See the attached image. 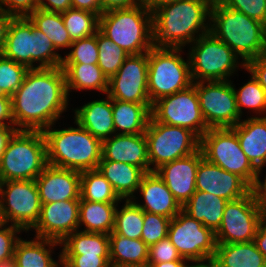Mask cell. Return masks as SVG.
<instances>
[{"instance_id":"6da1fadb","label":"cell","mask_w":266,"mask_h":267,"mask_svg":"<svg viewBox=\"0 0 266 267\" xmlns=\"http://www.w3.org/2000/svg\"><path fill=\"white\" fill-rule=\"evenodd\" d=\"M62 67L29 69L23 83L11 96L17 130H38L55 125L69 102Z\"/></svg>"},{"instance_id":"7a4b0ae2","label":"cell","mask_w":266,"mask_h":267,"mask_svg":"<svg viewBox=\"0 0 266 267\" xmlns=\"http://www.w3.org/2000/svg\"><path fill=\"white\" fill-rule=\"evenodd\" d=\"M212 3L179 0L156 9L152 13L153 47L183 48L209 32Z\"/></svg>"},{"instance_id":"3957f363","label":"cell","mask_w":266,"mask_h":267,"mask_svg":"<svg viewBox=\"0 0 266 267\" xmlns=\"http://www.w3.org/2000/svg\"><path fill=\"white\" fill-rule=\"evenodd\" d=\"M210 32L242 58L240 67L245 68L247 62L266 53L263 23L218 0H213L211 6Z\"/></svg>"},{"instance_id":"277c9868","label":"cell","mask_w":266,"mask_h":267,"mask_svg":"<svg viewBox=\"0 0 266 267\" xmlns=\"http://www.w3.org/2000/svg\"><path fill=\"white\" fill-rule=\"evenodd\" d=\"M76 125L77 128L60 130L50 126L42 131L46 141L48 165L79 172L98 168L102 142L78 123Z\"/></svg>"},{"instance_id":"5b68a950","label":"cell","mask_w":266,"mask_h":267,"mask_svg":"<svg viewBox=\"0 0 266 267\" xmlns=\"http://www.w3.org/2000/svg\"><path fill=\"white\" fill-rule=\"evenodd\" d=\"M152 12L143 4L103 12L99 31L128 55L149 52L153 47Z\"/></svg>"},{"instance_id":"8992f818","label":"cell","mask_w":266,"mask_h":267,"mask_svg":"<svg viewBox=\"0 0 266 267\" xmlns=\"http://www.w3.org/2000/svg\"><path fill=\"white\" fill-rule=\"evenodd\" d=\"M55 50L50 39L28 17H14L1 55L28 69L61 67L63 57Z\"/></svg>"},{"instance_id":"52a82bcc","label":"cell","mask_w":266,"mask_h":267,"mask_svg":"<svg viewBox=\"0 0 266 267\" xmlns=\"http://www.w3.org/2000/svg\"><path fill=\"white\" fill-rule=\"evenodd\" d=\"M47 165L43 132L16 130L0 161V181L35 180Z\"/></svg>"},{"instance_id":"ba28073f","label":"cell","mask_w":266,"mask_h":267,"mask_svg":"<svg viewBox=\"0 0 266 267\" xmlns=\"http://www.w3.org/2000/svg\"><path fill=\"white\" fill-rule=\"evenodd\" d=\"M182 49L152 47L148 52V96L151 104L193 85L189 59L185 62Z\"/></svg>"},{"instance_id":"9c48e42d","label":"cell","mask_w":266,"mask_h":267,"mask_svg":"<svg viewBox=\"0 0 266 267\" xmlns=\"http://www.w3.org/2000/svg\"><path fill=\"white\" fill-rule=\"evenodd\" d=\"M187 55L193 82L228 81L239 69L237 54L210 31L190 44Z\"/></svg>"},{"instance_id":"30bf717a","label":"cell","mask_w":266,"mask_h":267,"mask_svg":"<svg viewBox=\"0 0 266 267\" xmlns=\"http://www.w3.org/2000/svg\"><path fill=\"white\" fill-rule=\"evenodd\" d=\"M203 157L210 163L240 176L251 188L258 170L252 165L240 147L232 128H211L200 138Z\"/></svg>"},{"instance_id":"8fae6325","label":"cell","mask_w":266,"mask_h":267,"mask_svg":"<svg viewBox=\"0 0 266 267\" xmlns=\"http://www.w3.org/2000/svg\"><path fill=\"white\" fill-rule=\"evenodd\" d=\"M145 136L150 172L165 163L189 156L200 149V138L194 132L180 126L162 124L152 116Z\"/></svg>"},{"instance_id":"7c38bea8","label":"cell","mask_w":266,"mask_h":267,"mask_svg":"<svg viewBox=\"0 0 266 267\" xmlns=\"http://www.w3.org/2000/svg\"><path fill=\"white\" fill-rule=\"evenodd\" d=\"M0 203L5 223L23 232H29L39 220L42 204L35 180L0 181Z\"/></svg>"},{"instance_id":"4fadbf2b","label":"cell","mask_w":266,"mask_h":267,"mask_svg":"<svg viewBox=\"0 0 266 267\" xmlns=\"http://www.w3.org/2000/svg\"><path fill=\"white\" fill-rule=\"evenodd\" d=\"M151 116L162 124L180 126L201 138L209 127L202 116L196 82L189 88L158 99L152 104Z\"/></svg>"},{"instance_id":"5bb4252c","label":"cell","mask_w":266,"mask_h":267,"mask_svg":"<svg viewBox=\"0 0 266 267\" xmlns=\"http://www.w3.org/2000/svg\"><path fill=\"white\" fill-rule=\"evenodd\" d=\"M265 213L257 203L252 190L245 196L228 201L220 227L215 231L217 244L254 241Z\"/></svg>"},{"instance_id":"9a60e30c","label":"cell","mask_w":266,"mask_h":267,"mask_svg":"<svg viewBox=\"0 0 266 267\" xmlns=\"http://www.w3.org/2000/svg\"><path fill=\"white\" fill-rule=\"evenodd\" d=\"M196 92L209 129L233 128L241 121L231 80L196 82Z\"/></svg>"},{"instance_id":"2e32d148","label":"cell","mask_w":266,"mask_h":267,"mask_svg":"<svg viewBox=\"0 0 266 267\" xmlns=\"http://www.w3.org/2000/svg\"><path fill=\"white\" fill-rule=\"evenodd\" d=\"M167 237L190 263L216 252L215 232L183 210L170 220Z\"/></svg>"},{"instance_id":"e0dca14e","label":"cell","mask_w":266,"mask_h":267,"mask_svg":"<svg viewBox=\"0 0 266 267\" xmlns=\"http://www.w3.org/2000/svg\"><path fill=\"white\" fill-rule=\"evenodd\" d=\"M111 99L151 104L148 96V52L129 55L118 72L108 80Z\"/></svg>"},{"instance_id":"ac0fdd59","label":"cell","mask_w":266,"mask_h":267,"mask_svg":"<svg viewBox=\"0 0 266 267\" xmlns=\"http://www.w3.org/2000/svg\"><path fill=\"white\" fill-rule=\"evenodd\" d=\"M80 200H63L42 204L40 217L35 226V237L62 242L68 235L79 230Z\"/></svg>"},{"instance_id":"d6986e66","label":"cell","mask_w":266,"mask_h":267,"mask_svg":"<svg viewBox=\"0 0 266 267\" xmlns=\"http://www.w3.org/2000/svg\"><path fill=\"white\" fill-rule=\"evenodd\" d=\"M203 158L199 149L189 156L165 163L155 170L181 206L196 191L197 168Z\"/></svg>"},{"instance_id":"ffe728a7","label":"cell","mask_w":266,"mask_h":267,"mask_svg":"<svg viewBox=\"0 0 266 267\" xmlns=\"http://www.w3.org/2000/svg\"><path fill=\"white\" fill-rule=\"evenodd\" d=\"M196 190L233 201L247 195L251 187L240 176L203 158L197 168Z\"/></svg>"},{"instance_id":"44dd1931","label":"cell","mask_w":266,"mask_h":267,"mask_svg":"<svg viewBox=\"0 0 266 267\" xmlns=\"http://www.w3.org/2000/svg\"><path fill=\"white\" fill-rule=\"evenodd\" d=\"M41 204L80 200L81 172L47 165L35 179Z\"/></svg>"},{"instance_id":"7402d4cb","label":"cell","mask_w":266,"mask_h":267,"mask_svg":"<svg viewBox=\"0 0 266 267\" xmlns=\"http://www.w3.org/2000/svg\"><path fill=\"white\" fill-rule=\"evenodd\" d=\"M101 160L123 162L150 172L145 133L114 134L102 141Z\"/></svg>"},{"instance_id":"603a6c76","label":"cell","mask_w":266,"mask_h":267,"mask_svg":"<svg viewBox=\"0 0 266 267\" xmlns=\"http://www.w3.org/2000/svg\"><path fill=\"white\" fill-rule=\"evenodd\" d=\"M138 191L144 199L143 204L132 200L143 211L172 219L182 210L180 203L155 171L143 176Z\"/></svg>"},{"instance_id":"cb8c5ba5","label":"cell","mask_w":266,"mask_h":267,"mask_svg":"<svg viewBox=\"0 0 266 267\" xmlns=\"http://www.w3.org/2000/svg\"><path fill=\"white\" fill-rule=\"evenodd\" d=\"M240 147L252 165L258 170L260 177L262 168L266 166V117H256L241 120L232 128Z\"/></svg>"},{"instance_id":"d4e9b609","label":"cell","mask_w":266,"mask_h":267,"mask_svg":"<svg viewBox=\"0 0 266 267\" xmlns=\"http://www.w3.org/2000/svg\"><path fill=\"white\" fill-rule=\"evenodd\" d=\"M106 96L105 100H93L74 110V123H78L101 142L115 134L112 99Z\"/></svg>"},{"instance_id":"484cf974","label":"cell","mask_w":266,"mask_h":267,"mask_svg":"<svg viewBox=\"0 0 266 267\" xmlns=\"http://www.w3.org/2000/svg\"><path fill=\"white\" fill-rule=\"evenodd\" d=\"M110 182L114 192L121 200L136 199L143 176L146 174L141 168L123 162L101 160L97 168Z\"/></svg>"},{"instance_id":"4316f807","label":"cell","mask_w":266,"mask_h":267,"mask_svg":"<svg viewBox=\"0 0 266 267\" xmlns=\"http://www.w3.org/2000/svg\"><path fill=\"white\" fill-rule=\"evenodd\" d=\"M57 245L61 246L60 242L51 239L35 237L27 241L20 238L14 249L17 267H62L61 252L58 261L51 256Z\"/></svg>"},{"instance_id":"83f0119b","label":"cell","mask_w":266,"mask_h":267,"mask_svg":"<svg viewBox=\"0 0 266 267\" xmlns=\"http://www.w3.org/2000/svg\"><path fill=\"white\" fill-rule=\"evenodd\" d=\"M152 104H138L112 99L115 134L145 133Z\"/></svg>"},{"instance_id":"f1b7e54d","label":"cell","mask_w":266,"mask_h":267,"mask_svg":"<svg viewBox=\"0 0 266 267\" xmlns=\"http://www.w3.org/2000/svg\"><path fill=\"white\" fill-rule=\"evenodd\" d=\"M227 202L226 199L211 193L196 190L182 206V210L215 232L220 227Z\"/></svg>"},{"instance_id":"f546056e","label":"cell","mask_w":266,"mask_h":267,"mask_svg":"<svg viewBox=\"0 0 266 267\" xmlns=\"http://www.w3.org/2000/svg\"><path fill=\"white\" fill-rule=\"evenodd\" d=\"M120 202H93L82 200L79 203V228L82 231L110 234L114 229L115 211Z\"/></svg>"},{"instance_id":"4dcf8cb0","label":"cell","mask_w":266,"mask_h":267,"mask_svg":"<svg viewBox=\"0 0 266 267\" xmlns=\"http://www.w3.org/2000/svg\"><path fill=\"white\" fill-rule=\"evenodd\" d=\"M109 241L111 267L148 263L149 246L142 239H130L112 231L109 234Z\"/></svg>"},{"instance_id":"1f68e13d","label":"cell","mask_w":266,"mask_h":267,"mask_svg":"<svg viewBox=\"0 0 266 267\" xmlns=\"http://www.w3.org/2000/svg\"><path fill=\"white\" fill-rule=\"evenodd\" d=\"M66 88L71 90H99L107 94L108 78L97 64H62Z\"/></svg>"},{"instance_id":"d6a6232c","label":"cell","mask_w":266,"mask_h":267,"mask_svg":"<svg viewBox=\"0 0 266 267\" xmlns=\"http://www.w3.org/2000/svg\"><path fill=\"white\" fill-rule=\"evenodd\" d=\"M61 255L110 256L108 234L86 232L80 229L68 235L61 243Z\"/></svg>"},{"instance_id":"836d02e7","label":"cell","mask_w":266,"mask_h":267,"mask_svg":"<svg viewBox=\"0 0 266 267\" xmlns=\"http://www.w3.org/2000/svg\"><path fill=\"white\" fill-rule=\"evenodd\" d=\"M215 253L222 260L224 267L266 266V259L254 241L217 244Z\"/></svg>"},{"instance_id":"e575fe53","label":"cell","mask_w":266,"mask_h":267,"mask_svg":"<svg viewBox=\"0 0 266 267\" xmlns=\"http://www.w3.org/2000/svg\"><path fill=\"white\" fill-rule=\"evenodd\" d=\"M28 18L37 29L45 33L57 50L70 49L73 41L65 28L61 13L36 8Z\"/></svg>"},{"instance_id":"d590c367","label":"cell","mask_w":266,"mask_h":267,"mask_svg":"<svg viewBox=\"0 0 266 267\" xmlns=\"http://www.w3.org/2000/svg\"><path fill=\"white\" fill-rule=\"evenodd\" d=\"M80 198L93 202H122L98 169L81 172Z\"/></svg>"},{"instance_id":"8d00e7d4","label":"cell","mask_w":266,"mask_h":267,"mask_svg":"<svg viewBox=\"0 0 266 267\" xmlns=\"http://www.w3.org/2000/svg\"><path fill=\"white\" fill-rule=\"evenodd\" d=\"M118 209L116 207L113 232L130 239H141L144 211L132 199L125 200Z\"/></svg>"},{"instance_id":"74e56055","label":"cell","mask_w":266,"mask_h":267,"mask_svg":"<svg viewBox=\"0 0 266 267\" xmlns=\"http://www.w3.org/2000/svg\"><path fill=\"white\" fill-rule=\"evenodd\" d=\"M61 14L72 41L93 36L99 29V16L93 12L71 8Z\"/></svg>"},{"instance_id":"f35d334b","label":"cell","mask_w":266,"mask_h":267,"mask_svg":"<svg viewBox=\"0 0 266 267\" xmlns=\"http://www.w3.org/2000/svg\"><path fill=\"white\" fill-rule=\"evenodd\" d=\"M99 59L97 65L102 69L108 80L114 76L129 56L121 47L103 35L96 32Z\"/></svg>"},{"instance_id":"ab89813d","label":"cell","mask_w":266,"mask_h":267,"mask_svg":"<svg viewBox=\"0 0 266 267\" xmlns=\"http://www.w3.org/2000/svg\"><path fill=\"white\" fill-rule=\"evenodd\" d=\"M250 78L238 91L234 88L239 113L242 116V110L245 107L255 111L254 113L260 114L259 117L263 114L266 117V91L252 74Z\"/></svg>"},{"instance_id":"60d3db41","label":"cell","mask_w":266,"mask_h":267,"mask_svg":"<svg viewBox=\"0 0 266 267\" xmlns=\"http://www.w3.org/2000/svg\"><path fill=\"white\" fill-rule=\"evenodd\" d=\"M29 69L0 54V94L11 97L23 83Z\"/></svg>"},{"instance_id":"b9f144b4","label":"cell","mask_w":266,"mask_h":267,"mask_svg":"<svg viewBox=\"0 0 266 267\" xmlns=\"http://www.w3.org/2000/svg\"><path fill=\"white\" fill-rule=\"evenodd\" d=\"M72 49L63 57L62 64H97L99 59L96 33L72 42Z\"/></svg>"},{"instance_id":"7bdbcfd3","label":"cell","mask_w":266,"mask_h":267,"mask_svg":"<svg viewBox=\"0 0 266 267\" xmlns=\"http://www.w3.org/2000/svg\"><path fill=\"white\" fill-rule=\"evenodd\" d=\"M170 218L144 211L141 239L151 246L168 235Z\"/></svg>"},{"instance_id":"ee69618b","label":"cell","mask_w":266,"mask_h":267,"mask_svg":"<svg viewBox=\"0 0 266 267\" xmlns=\"http://www.w3.org/2000/svg\"><path fill=\"white\" fill-rule=\"evenodd\" d=\"M225 7L242 12L263 23L266 17V0H218Z\"/></svg>"},{"instance_id":"f6af8a7d","label":"cell","mask_w":266,"mask_h":267,"mask_svg":"<svg viewBox=\"0 0 266 267\" xmlns=\"http://www.w3.org/2000/svg\"><path fill=\"white\" fill-rule=\"evenodd\" d=\"M175 260H187L182 258L168 237L149 246L148 263L169 262Z\"/></svg>"},{"instance_id":"bcb514c9","label":"cell","mask_w":266,"mask_h":267,"mask_svg":"<svg viewBox=\"0 0 266 267\" xmlns=\"http://www.w3.org/2000/svg\"><path fill=\"white\" fill-rule=\"evenodd\" d=\"M62 267H111L110 256L61 255Z\"/></svg>"},{"instance_id":"7dc6e473","label":"cell","mask_w":266,"mask_h":267,"mask_svg":"<svg viewBox=\"0 0 266 267\" xmlns=\"http://www.w3.org/2000/svg\"><path fill=\"white\" fill-rule=\"evenodd\" d=\"M22 231L21 228L6 223L0 227V261L14 255L16 243L20 239L17 234Z\"/></svg>"},{"instance_id":"c3c4849f","label":"cell","mask_w":266,"mask_h":267,"mask_svg":"<svg viewBox=\"0 0 266 267\" xmlns=\"http://www.w3.org/2000/svg\"><path fill=\"white\" fill-rule=\"evenodd\" d=\"M36 8L34 0H0V10L14 17H28Z\"/></svg>"},{"instance_id":"681fc988","label":"cell","mask_w":266,"mask_h":267,"mask_svg":"<svg viewBox=\"0 0 266 267\" xmlns=\"http://www.w3.org/2000/svg\"><path fill=\"white\" fill-rule=\"evenodd\" d=\"M247 70L266 91V53L245 64Z\"/></svg>"},{"instance_id":"f907efd6","label":"cell","mask_w":266,"mask_h":267,"mask_svg":"<svg viewBox=\"0 0 266 267\" xmlns=\"http://www.w3.org/2000/svg\"><path fill=\"white\" fill-rule=\"evenodd\" d=\"M37 8L56 13L66 12L72 8L71 0H40L37 3Z\"/></svg>"},{"instance_id":"816d5d0a","label":"cell","mask_w":266,"mask_h":267,"mask_svg":"<svg viewBox=\"0 0 266 267\" xmlns=\"http://www.w3.org/2000/svg\"><path fill=\"white\" fill-rule=\"evenodd\" d=\"M0 126H14L11 97L4 94H0Z\"/></svg>"},{"instance_id":"f5cc1de1","label":"cell","mask_w":266,"mask_h":267,"mask_svg":"<svg viewBox=\"0 0 266 267\" xmlns=\"http://www.w3.org/2000/svg\"><path fill=\"white\" fill-rule=\"evenodd\" d=\"M103 12L134 7L143 3V0H100Z\"/></svg>"},{"instance_id":"db71d44e","label":"cell","mask_w":266,"mask_h":267,"mask_svg":"<svg viewBox=\"0 0 266 267\" xmlns=\"http://www.w3.org/2000/svg\"><path fill=\"white\" fill-rule=\"evenodd\" d=\"M71 5L73 9L93 12L98 16L103 13L100 0H71Z\"/></svg>"},{"instance_id":"11a10c76","label":"cell","mask_w":266,"mask_h":267,"mask_svg":"<svg viewBox=\"0 0 266 267\" xmlns=\"http://www.w3.org/2000/svg\"><path fill=\"white\" fill-rule=\"evenodd\" d=\"M257 203L266 215V175L264 182L260 180V177L256 178L255 184L251 188Z\"/></svg>"},{"instance_id":"9f6ffc18","label":"cell","mask_w":266,"mask_h":267,"mask_svg":"<svg viewBox=\"0 0 266 267\" xmlns=\"http://www.w3.org/2000/svg\"><path fill=\"white\" fill-rule=\"evenodd\" d=\"M254 242L256 243L258 250L264 255L266 259V215L258 225Z\"/></svg>"},{"instance_id":"6f0895ef","label":"cell","mask_w":266,"mask_h":267,"mask_svg":"<svg viewBox=\"0 0 266 267\" xmlns=\"http://www.w3.org/2000/svg\"><path fill=\"white\" fill-rule=\"evenodd\" d=\"M13 18L14 16H12L11 14H8L5 11L0 10V54L1 51L3 50L4 43L7 37L8 28Z\"/></svg>"},{"instance_id":"680465c9","label":"cell","mask_w":266,"mask_h":267,"mask_svg":"<svg viewBox=\"0 0 266 267\" xmlns=\"http://www.w3.org/2000/svg\"><path fill=\"white\" fill-rule=\"evenodd\" d=\"M16 130L15 126H0V161L9 139Z\"/></svg>"},{"instance_id":"91938a15","label":"cell","mask_w":266,"mask_h":267,"mask_svg":"<svg viewBox=\"0 0 266 267\" xmlns=\"http://www.w3.org/2000/svg\"><path fill=\"white\" fill-rule=\"evenodd\" d=\"M200 267H224L222 260L215 254L206 255L203 258L195 261ZM207 262V263H205Z\"/></svg>"},{"instance_id":"94428289","label":"cell","mask_w":266,"mask_h":267,"mask_svg":"<svg viewBox=\"0 0 266 267\" xmlns=\"http://www.w3.org/2000/svg\"><path fill=\"white\" fill-rule=\"evenodd\" d=\"M179 0H143V4L153 13L156 9Z\"/></svg>"},{"instance_id":"6125c7cd","label":"cell","mask_w":266,"mask_h":267,"mask_svg":"<svg viewBox=\"0 0 266 267\" xmlns=\"http://www.w3.org/2000/svg\"><path fill=\"white\" fill-rule=\"evenodd\" d=\"M188 260H175L169 262H160V263H147L150 267H185Z\"/></svg>"},{"instance_id":"be15d7a7","label":"cell","mask_w":266,"mask_h":267,"mask_svg":"<svg viewBox=\"0 0 266 267\" xmlns=\"http://www.w3.org/2000/svg\"><path fill=\"white\" fill-rule=\"evenodd\" d=\"M0 267H17L15 256L0 261Z\"/></svg>"},{"instance_id":"e7e4bbea","label":"cell","mask_w":266,"mask_h":267,"mask_svg":"<svg viewBox=\"0 0 266 267\" xmlns=\"http://www.w3.org/2000/svg\"><path fill=\"white\" fill-rule=\"evenodd\" d=\"M5 224V221L3 219L2 210H1V203H0V227Z\"/></svg>"},{"instance_id":"03108f58","label":"cell","mask_w":266,"mask_h":267,"mask_svg":"<svg viewBox=\"0 0 266 267\" xmlns=\"http://www.w3.org/2000/svg\"><path fill=\"white\" fill-rule=\"evenodd\" d=\"M121 267H150V266L146 264V265H132V266H121Z\"/></svg>"},{"instance_id":"003e7915","label":"cell","mask_w":266,"mask_h":267,"mask_svg":"<svg viewBox=\"0 0 266 267\" xmlns=\"http://www.w3.org/2000/svg\"><path fill=\"white\" fill-rule=\"evenodd\" d=\"M263 29H264V33H265V39H266V17H265V20L263 22Z\"/></svg>"},{"instance_id":"a7ac6f4b","label":"cell","mask_w":266,"mask_h":267,"mask_svg":"<svg viewBox=\"0 0 266 267\" xmlns=\"http://www.w3.org/2000/svg\"><path fill=\"white\" fill-rule=\"evenodd\" d=\"M195 264H192V265H186L185 267H200L196 262H194Z\"/></svg>"}]
</instances>
